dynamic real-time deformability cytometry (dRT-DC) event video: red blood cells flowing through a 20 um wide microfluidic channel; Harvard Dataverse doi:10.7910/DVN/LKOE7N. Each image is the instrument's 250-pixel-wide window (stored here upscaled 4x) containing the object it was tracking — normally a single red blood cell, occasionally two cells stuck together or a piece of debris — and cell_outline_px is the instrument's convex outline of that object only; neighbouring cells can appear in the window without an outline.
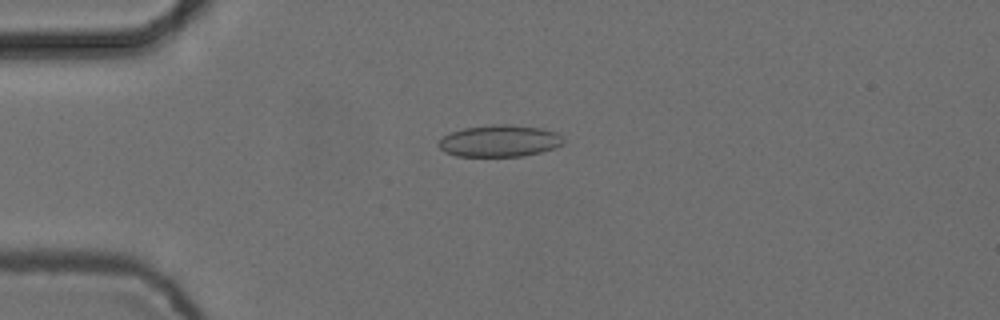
{"species": "common noctule bat (a hibernating species)", "species_latin": "Nyctalus noctula", "temperature_condition": "cold", "stored_images_in_passage": 6, "camera_frame_rate_fps": 3000, "um_per_image_px": 0.085, "animal": {"sex": "female", "body_mass_g": 24.6, "forearm_length_mm": 56.2}, "frame": {"image": 1, "passage_image": 4, "time_ms": 1.0, "image_size_px": [1000, 320], "cell_outline_px": [[564, 144], [556, 148], [524, 156], [456, 156], [444, 152], [436, 144], [444, 136], [452, 132], [464, 128], [488, 124], [508, 124], [540, 128], [560, 132], [564, 136]], "centroid_in_image_um": [42.51, 11.97], "position_along_channel_um": 42.5, "area_um2": 23.47}}
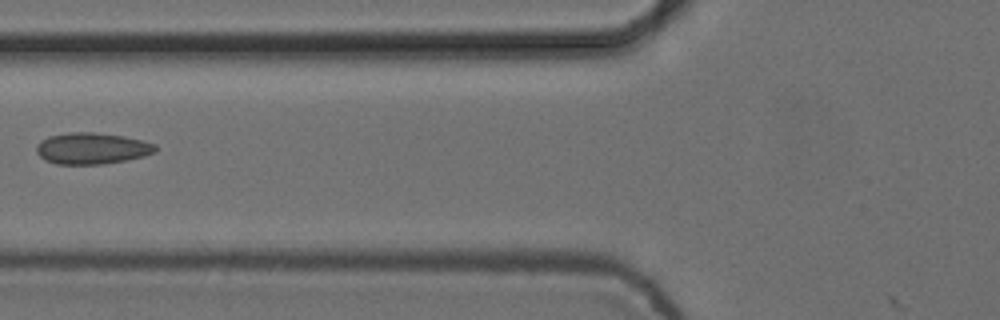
{"frame": {"image": 2, "passage_image": 6, "time_ms": 1.667, "image_size_px": [1000, 320], "cell_outline_px": [[156, 152], [144, 156], [128, 160], [100, 164], [56, 164], [44, 160], [36, 152], [36, 144], [40, 140], [48, 136], [68, 132], [92, 132], [124, 136], [156, 144]], "centroid_in_image_um": [7.78, 12.61], "position_along_channel_um": 118.0, "area_um2": 21.91}}